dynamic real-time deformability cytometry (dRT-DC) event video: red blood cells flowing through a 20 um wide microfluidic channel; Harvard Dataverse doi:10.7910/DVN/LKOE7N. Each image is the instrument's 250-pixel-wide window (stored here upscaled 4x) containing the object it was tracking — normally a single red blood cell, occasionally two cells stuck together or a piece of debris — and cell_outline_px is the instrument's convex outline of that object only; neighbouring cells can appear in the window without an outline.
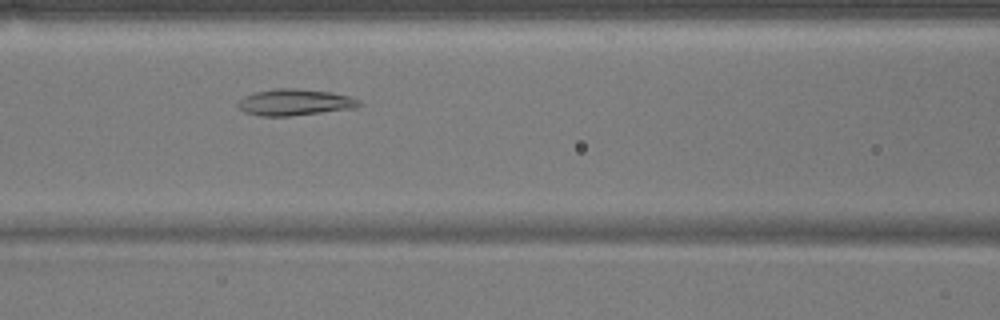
{"species": "common noctule bat (a hibernating species)", "species_latin": "Nyctalus noctula", "temperature_condition": "warm", "stored_images_in_passage": 46, "camera_frame_rate_fps": 3000, "um_per_image_px": 0.085, "animal": {"sex": "male", "body_mass_g": 17.9}, "frame": {"image": 1, "passage_image": 16, "time_ms": 5.0, "image_size_px": [1000, 320], "cell_outline_px": [[364, 104], [356, 108], [288, 116], [260, 116], [244, 112], [236, 104], [244, 96], [256, 92], [276, 88], [296, 88], [328, 92], [348, 96], [360, 100]], "centroid_in_image_um": [25.06, 8.7], "position_along_channel_um": 141.5, "area_um2": 18.55}}
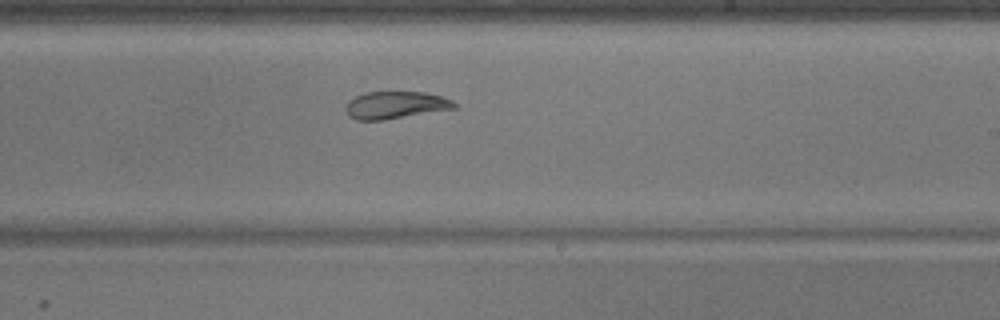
{"frame": {"image": 2, "passage_image": 25, "time_ms": 8.0, "image_size_px": [1000, 320], "cell_outline_px": [[456, 108], [384, 120], [356, 120], [348, 116], [344, 108], [348, 100], [364, 92], [424, 92], [440, 96], [452, 100], [456, 104]], "centroid_in_image_um": [33.56, 8.93], "position_along_channel_um": 255.4, "area_um2": 17.34}}
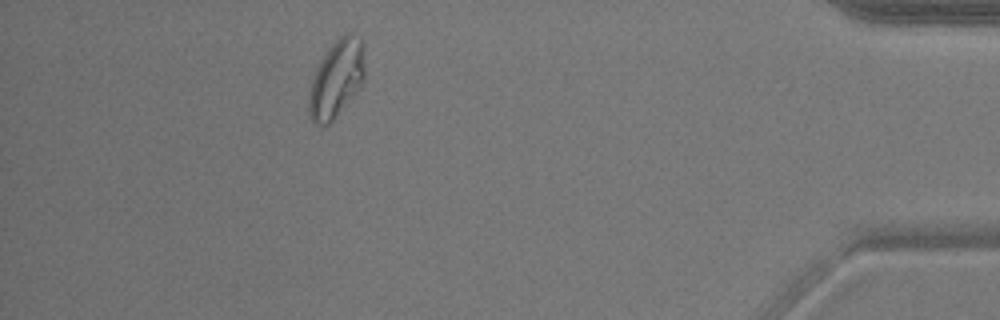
{"frame": {"image": 3, "passage_image": 41, "time_ms": 13.333, "image_size_px": [1000, 320], "cell_outline_px": [[364, 80], [360, 88], [332, 120], [328, 124], [316, 124], [312, 120], [308, 112], [308, 96], [312, 80], [316, 68], [320, 60], [328, 48], [344, 32], [352, 32], [360, 36], [364, 44]], "centroid_in_image_um": [28.62, 6.63], "position_along_channel_um": 406.6, "area_um2": 25.37}, "authors_computed_cell_mechanics": {"area_um2": 21.5016, "velocity_mm_per_s": 3.8113, "shape_relaxation_time_tau1_ms": null, "shape_relaxation_time_tau2_ms": 1.8336, "deformation_change_tau1": null, "deformation_change_tau2": 0.0607}}